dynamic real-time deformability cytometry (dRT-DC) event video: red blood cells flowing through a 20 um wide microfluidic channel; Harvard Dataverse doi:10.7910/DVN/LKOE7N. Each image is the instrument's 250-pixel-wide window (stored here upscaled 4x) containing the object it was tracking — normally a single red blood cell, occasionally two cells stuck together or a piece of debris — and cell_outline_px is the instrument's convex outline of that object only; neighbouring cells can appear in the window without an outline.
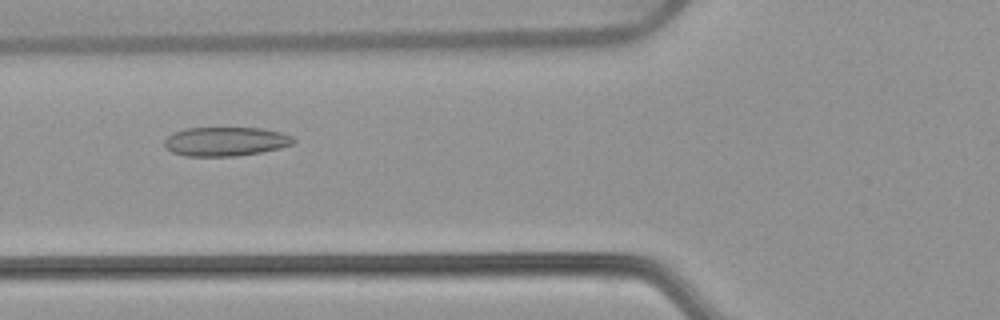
{"species": "common noctule bat (a hibernating species)", "species_latin": "Nyctalus noctula", "temperature_condition": "warm", "stored_images_in_passage": 54, "camera_frame_rate_fps": 3000, "um_per_image_px": 0.085, "animal": {"sex": "female", "body_mass_g": 22.7, "forearm_length_mm": 54.2}, "frame": {"image": 1, "passage_image": 21, "time_ms": 6.667, "image_size_px": [1000, 320], "cell_outline_px": [[296, 140], [292, 144], [280, 148], [260, 152], [236, 156], [184, 156], [172, 152], [164, 148], [164, 140], [172, 132], [188, 128], [260, 128], [280, 132], [292, 136]], "centroid_in_image_um": [19.14, 12.03], "position_along_channel_um": 106.7, "area_um2": 21.91}}
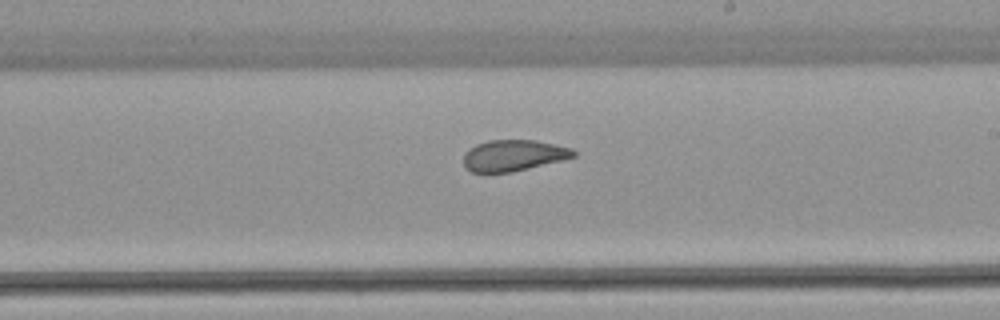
{"frame": {"image": 2, "passage_image": 32, "time_ms": 10.333, "image_size_px": [1000, 320], "cell_outline_px": [[576, 156], [564, 160], [512, 172], [472, 172], [464, 168], [464, 152], [468, 148], [476, 144], [488, 140], [536, 140], [572, 148], [576, 152]], "centroid_in_image_um": [43.64, 13.21], "position_along_channel_um": 245.4, "area_um2": 20.17}}
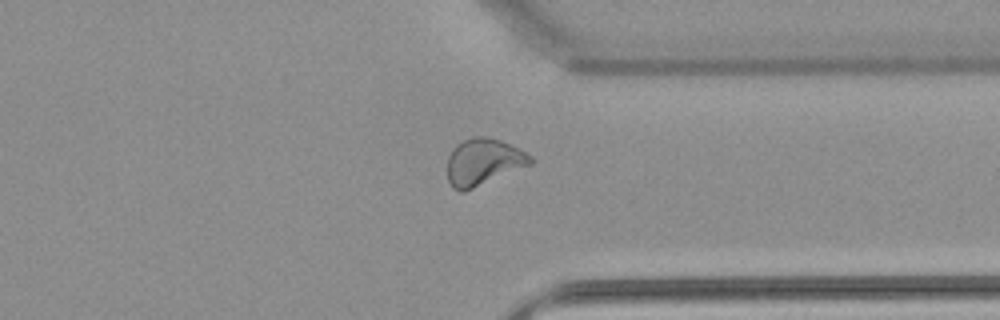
{"frame": {"image": 3, "passage_image": 42, "time_ms": 13.667, "image_size_px": [1000, 320], "cell_outline_px": [[532, 164], [464, 192], [460, 192], [452, 188], [448, 180], [448, 156], [452, 148], [456, 144], [464, 140], [476, 136], [484, 136], [500, 140], [520, 148], [532, 156]], "centroid_in_image_um": [41.08, 13.76], "position_along_channel_um": 370.3, "area_um2": 22.72}, "authors_computed_cell_mechanics": {"area_um2": 23.0622, "velocity_mm_per_s": 3.7865, "shape_relaxation_time_tau1_ms": null, "shape_relaxation_time_tau2_ms": 1.7879, "deformation_change_tau1": null, "deformation_change_tau2": 0.0686}}